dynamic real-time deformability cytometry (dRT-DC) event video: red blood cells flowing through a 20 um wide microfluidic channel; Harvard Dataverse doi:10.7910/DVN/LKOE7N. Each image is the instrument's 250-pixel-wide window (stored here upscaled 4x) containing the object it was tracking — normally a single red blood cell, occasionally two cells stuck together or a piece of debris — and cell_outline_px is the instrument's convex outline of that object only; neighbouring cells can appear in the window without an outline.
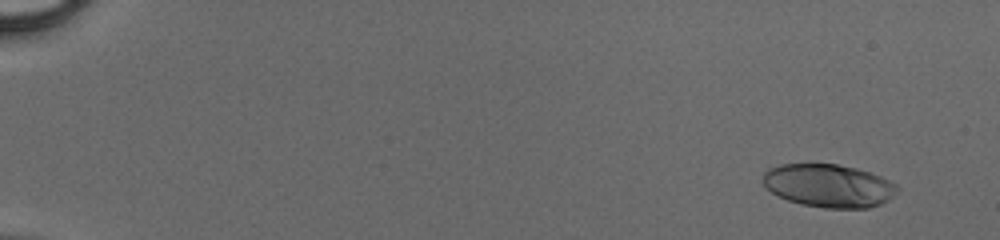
{"species": "human", "species_latin": "Homo sapiens", "temperature_condition": "cold", "stored_images_in_passage": 50, "camera_frame_rate_fps": 3000, "um_per_image_px": 0.085, "donor": {"sex": "male"}, "frame": {"image": 1, "passage_image": 4, "time_ms": 1.0, "image_size_px": [1000, 240], "cell_outline_px": [[900, 188], [888, 200], [880, 204], [868, 208], [824, 208], [800, 204], [788, 200], [772, 192], [764, 184], [764, 172], [768, 168], [780, 164], [836, 164], [856, 168], [880, 176], [896, 184]], "centroid_in_image_um": [70.44, 15.78], "position_along_channel_um": 14.6, "area_um2": 33.58}}
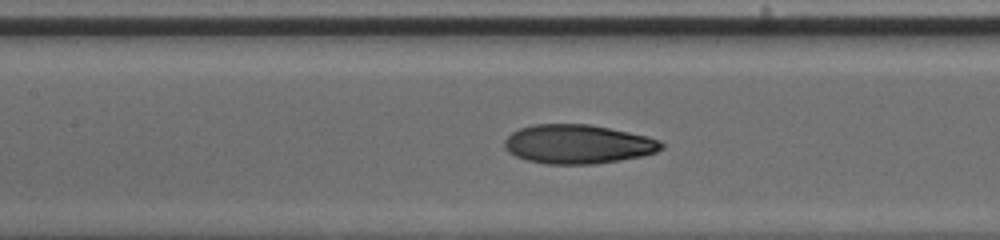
{"frame": {"image": 2, "passage_image": 26, "time_ms": 8.333, "image_size_px": [1000, 240], "cell_outline_px": [[664, 148], [656, 152], [640, 156], [620, 160], [596, 164], [548, 164], [528, 160], [516, 156], [508, 152], [504, 148], [504, 140], [512, 132], [520, 128], [536, 124], [588, 124], [648, 136], [660, 140], [664, 144]], "centroid_in_image_um": [49.12, 12.25], "position_along_channel_um": 158.3, "area_um2": 35.66}}
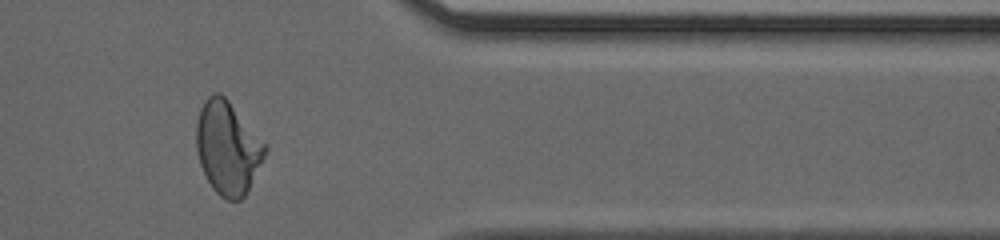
{"frame": {"image": 3, "passage_image": 43, "time_ms": 14.0, "image_size_px": [1000, 240], "cell_outline_px": [[268, 148], [244, 196], [240, 200], [228, 200], [220, 196], [212, 188], [200, 164], [196, 148], [196, 124], [200, 108], [204, 100], [208, 96], [216, 92], [220, 92], [228, 100], [268, 144]], "centroid_in_image_um": [19.34, 12.53], "position_along_channel_um": 392.1, "area_um2": 37.11}}